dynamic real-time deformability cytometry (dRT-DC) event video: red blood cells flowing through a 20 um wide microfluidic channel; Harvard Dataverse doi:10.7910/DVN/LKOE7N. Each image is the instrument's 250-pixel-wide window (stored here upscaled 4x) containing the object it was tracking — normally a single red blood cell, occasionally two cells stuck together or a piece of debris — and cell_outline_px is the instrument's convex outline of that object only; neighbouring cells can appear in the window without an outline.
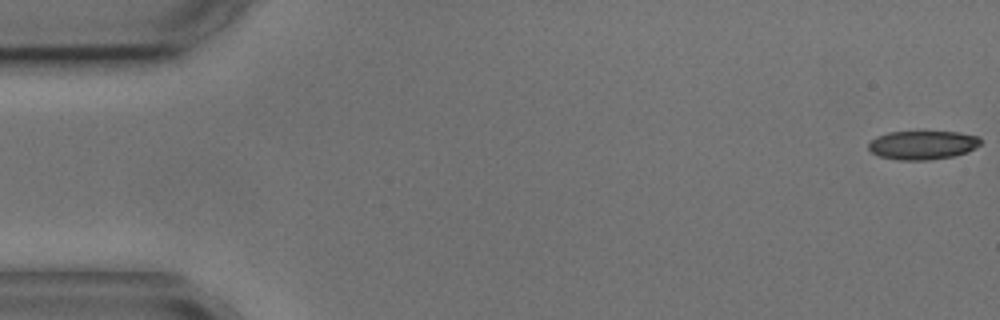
{"species": "common noctule bat (a hibernating species)", "species_latin": "Nyctalus noctula", "temperature_condition": "cold", "stored_images_in_passage": 4, "camera_frame_rate_fps": 3000, "um_per_image_px": 0.085, "animal": {"sex": "male", "body_mass_g": 17.9, "forearm_length_mm": 54.2}, "frame": {"image": 1, "passage_image": 1, "time_ms": 0.0, "image_size_px": [1000, 320], "cell_outline_px": [[980, 144], [968, 152], [952, 156], [928, 160], [900, 160], [880, 156], [872, 152], [868, 148], [868, 144], [876, 136], [888, 132], [956, 132], [980, 136]], "centroid_in_image_um": [78.42, 12.32], "position_along_channel_um": 6.6, "area_um2": 18.67}}
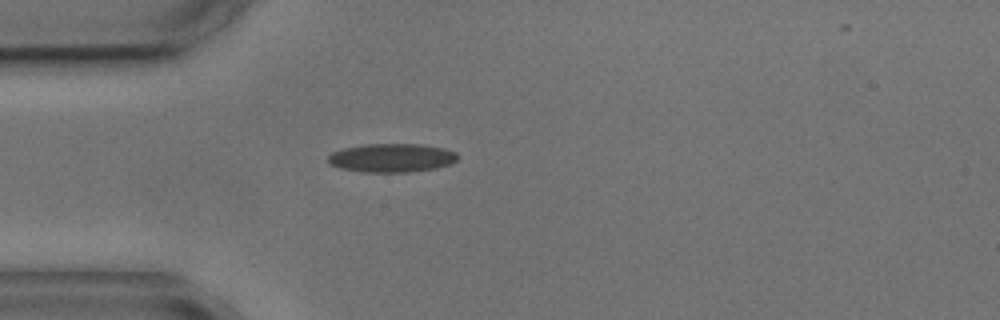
{"frame": {"image": 2, "passage_image": 4, "time_ms": 4.667, "image_size_px": [1000, 320], "cell_outline_px": [[456, 160], [452, 164], [436, 168], [408, 172], [364, 172], [340, 168], [328, 164], [328, 156], [332, 152], [344, 148], [364, 144], [420, 144], [444, 148], [456, 152]], "centroid_in_image_um": [33.28, 13.42], "position_along_channel_um": 51.7, "area_um2": 21.68}}